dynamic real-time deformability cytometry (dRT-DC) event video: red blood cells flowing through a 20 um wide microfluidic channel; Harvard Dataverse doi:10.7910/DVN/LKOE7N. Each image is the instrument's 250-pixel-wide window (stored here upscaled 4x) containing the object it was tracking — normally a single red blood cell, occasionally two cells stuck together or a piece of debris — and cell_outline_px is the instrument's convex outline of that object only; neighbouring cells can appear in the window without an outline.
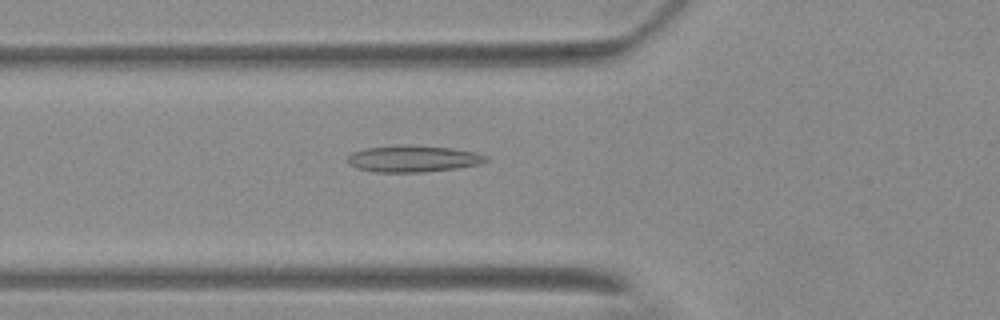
{"species": "Egyptian fruit bat (a non-hibernating species)", "species_latin": "Rousettus aegyptiacus", "temperature_condition": "warm", "stored_images_in_passage": 56, "camera_frame_rate_fps": 3000, "um_per_image_px": 0.085, "animal": {"sex": "female"}, "frame": {"image": 1, "passage_image": 21, "time_ms": 6.667, "image_size_px": [1000, 320], "cell_outline_px": [[492, 160], [480, 164], [456, 168], [424, 172], [376, 172], [356, 168], [348, 164], [348, 156], [352, 152], [364, 148], [400, 144], [404, 144], [452, 148], [476, 152], [488, 156]], "centroid_in_image_um": [35.13, 13.48], "position_along_channel_um": 90.7, "area_um2": 21.79}}
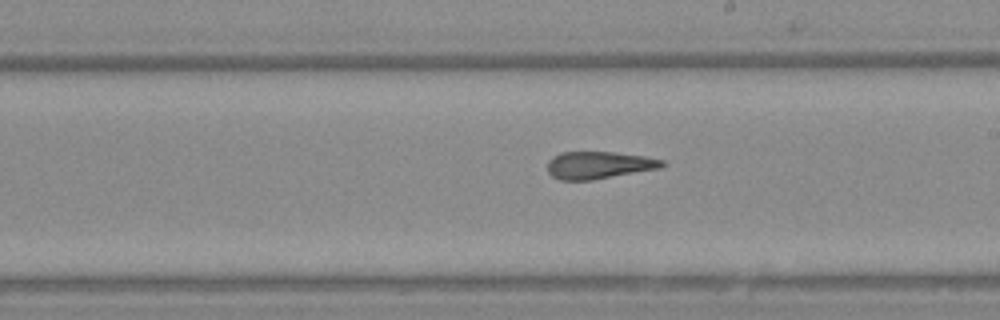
{"frame": {"image": 2, "passage_image": 33, "time_ms": 10.667, "image_size_px": [1000, 320], "cell_outline_px": [[664, 164], [660, 168], [592, 180], [560, 180], [552, 176], [548, 172], [548, 160], [552, 156], [560, 152], [612, 152], [644, 156], [664, 160]], "centroid_in_image_um": [50.86, 14.03], "position_along_channel_um": 238.1, "area_um2": 18.21}}
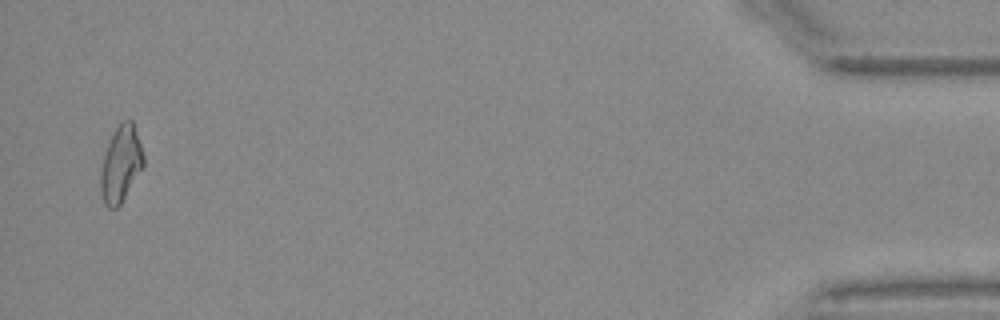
{"frame": {"image": 3, "passage_image": 55, "time_ms": 18.0, "image_size_px": [1000, 320], "cell_outline_px": [[144, 164], [120, 204], [116, 208], [108, 208], [104, 204], [100, 188], [100, 176], [104, 156], [108, 144], [120, 120], [132, 120], [144, 156]], "centroid_in_image_um": [10.26, 13.94], "position_along_channel_um": 424.9, "area_um2": 18.55}, "authors_computed_cell_mechanics": {"area_um2": 19.1607, "velocity_mm_per_s": 3.6825, "shape_relaxation_time_tau1_ms": null, "shape_relaxation_time_tau2_ms": 2.5372, "deformation_change_tau1": null, "deformation_change_tau2": 0.1148}}